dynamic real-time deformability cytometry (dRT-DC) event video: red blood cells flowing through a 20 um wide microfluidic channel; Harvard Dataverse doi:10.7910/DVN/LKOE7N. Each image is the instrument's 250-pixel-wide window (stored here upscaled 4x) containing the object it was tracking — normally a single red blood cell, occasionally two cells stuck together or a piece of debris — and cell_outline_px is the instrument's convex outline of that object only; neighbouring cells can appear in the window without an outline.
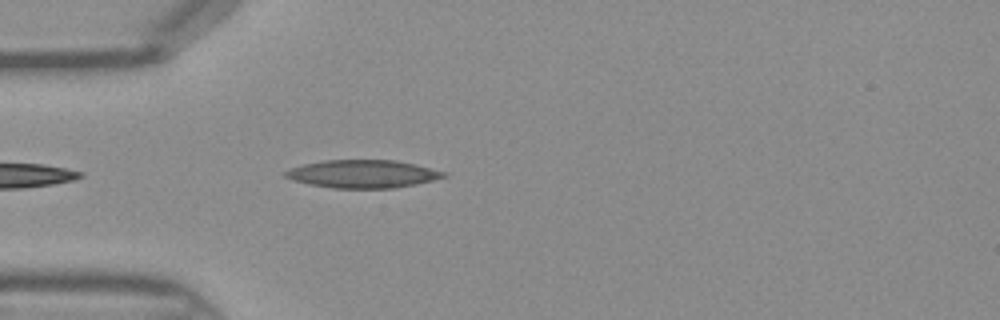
{"species": "Egyptian fruit bat (a non-hibernating species)", "species_latin": "Rousettus aegyptiacus", "temperature_condition": "warm", "stored_images_in_passage": 7, "camera_frame_rate_fps": 3000, "um_per_image_px": 0.085, "frame": {"image": 1, "passage_image": 3, "time_ms": 0.667, "image_size_px": [1000, 320], "cell_outline_px": [[448, 176], [432, 180], [392, 188], [332, 188], [308, 184], [292, 180], [284, 176], [284, 172], [292, 168], [304, 164], [324, 160], [396, 160], [448, 172]], "centroid_in_image_um": [30.82, 14.78], "position_along_channel_um": 54.2, "area_um2": 25.61}}